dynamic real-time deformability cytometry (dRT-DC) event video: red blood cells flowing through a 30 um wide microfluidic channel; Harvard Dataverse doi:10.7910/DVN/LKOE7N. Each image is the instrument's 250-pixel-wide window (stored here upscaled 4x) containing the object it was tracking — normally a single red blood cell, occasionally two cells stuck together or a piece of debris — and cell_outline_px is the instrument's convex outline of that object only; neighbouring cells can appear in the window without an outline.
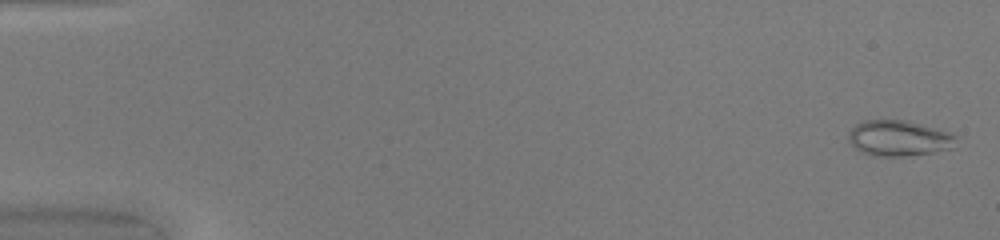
{"species": "common noctule bat (a hibernating species)", "species_latin": "Nyctalus noctula", "temperature_condition": "warm", "stored_images_in_passage": 50, "camera_frame_rate_fps": 3000, "um_per_image_px": 0.085, "animal": {"sex": "female", "body_mass_g": 20.0, "forearm_length_mm": 54.0}, "frame": {"image": 1, "passage_image": 2, "time_ms": 0.333, "image_size_px": [1000, 240], "cell_outline_px": [[956, 136], [952, 148], [932, 152], [904, 156], [872, 156], [856, 148], [848, 140], [848, 132], [856, 124], [864, 120], [904, 120], [948, 132]], "centroid_in_image_um": [76.35, 11.75], "position_along_channel_um": 8.7, "area_um2": 21.96}}
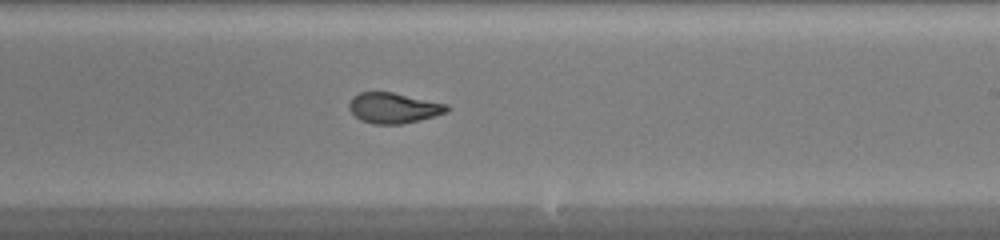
{"frame": {"image": 2, "passage_image": 31, "time_ms": 10.0, "image_size_px": [1000, 240], "cell_outline_px": [[448, 112], [400, 124], [372, 124], [360, 120], [348, 108], [348, 104], [352, 96], [360, 92], [392, 92], [448, 104]], "centroid_in_image_um": [33.41, 9.17], "position_along_channel_um": 255.6, "area_um2": 17.22}}
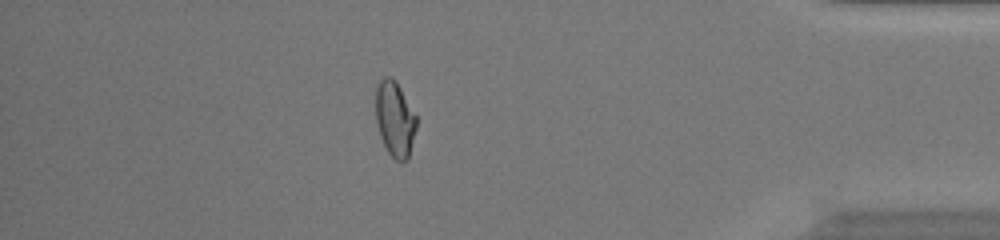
{"frame": {"image": 3, "passage_image": 44, "time_ms": 14.333, "image_size_px": [1000, 240], "cell_outline_px": [[416, 128], [408, 160], [396, 160], [388, 152], [380, 136], [376, 120], [376, 88], [380, 80], [384, 76], [392, 76], [396, 80], [416, 116]], "centroid_in_image_um": [33.56, 10.09], "position_along_channel_um": 401.6, "area_um2": 17.74}, "authors_computed_cell_mechanics": {"area_um2": 18.9006, "velocity_mm_per_s": 4.2152, "shape_relaxation_time_tau1_ms": null, "shape_relaxation_time_tau2_ms": 0.7101, "deformation_change_tau1": null, "deformation_change_tau2": 0.0571}}